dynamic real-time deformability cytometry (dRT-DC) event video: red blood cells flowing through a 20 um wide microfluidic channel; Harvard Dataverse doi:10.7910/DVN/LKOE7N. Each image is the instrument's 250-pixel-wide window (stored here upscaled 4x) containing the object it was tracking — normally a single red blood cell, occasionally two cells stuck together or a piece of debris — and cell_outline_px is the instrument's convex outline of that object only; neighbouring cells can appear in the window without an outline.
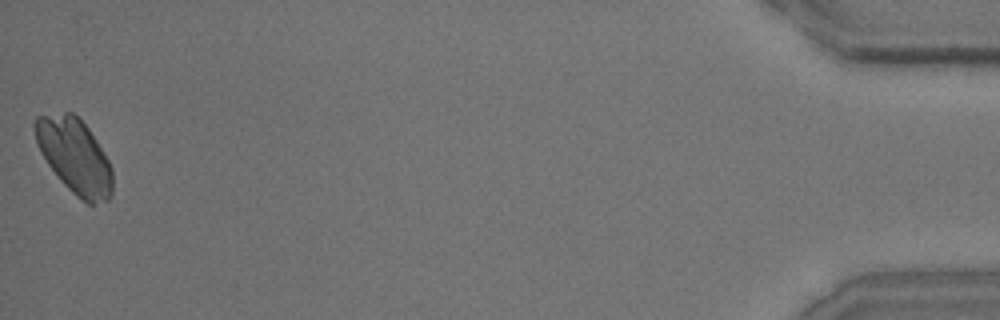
{"species": "common noctule bat (a hibernating species)", "species_latin": "Nyctalus noctula", "temperature_condition": "room temperature", "stored_images_in_passage": 50, "camera_frame_rate_fps": 3000, "um_per_image_px": 0.085, "animal": {"sex": "male", "body_mass_g": 15.6}, "frame": {"image": 1, "passage_image": 50, "time_ms": 16.333, "image_size_px": [1000, 320], "cell_outline_px": [[112, 192], [108, 200], [92, 204], [88, 204], [80, 200], [60, 180], [48, 164], [40, 152], [32, 128], [32, 124], [36, 116], [64, 112], [72, 112], [88, 128], [96, 140], [108, 160], [112, 168]], "centroid_in_image_um": [6.32, 13.26], "position_along_channel_um": 428.9, "area_um2": 33.81}}